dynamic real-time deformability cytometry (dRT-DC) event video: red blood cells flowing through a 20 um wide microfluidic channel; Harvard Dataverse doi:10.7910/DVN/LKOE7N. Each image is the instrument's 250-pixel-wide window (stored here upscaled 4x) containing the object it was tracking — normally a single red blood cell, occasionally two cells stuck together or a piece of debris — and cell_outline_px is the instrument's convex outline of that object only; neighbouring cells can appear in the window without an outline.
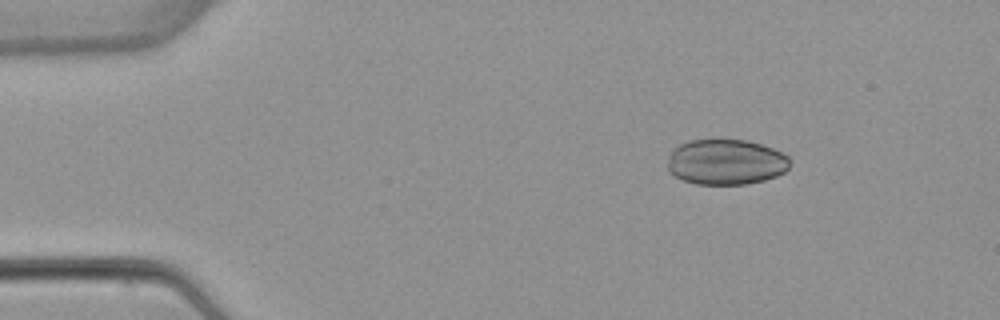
{"species": "common noctule bat (a hibernating species)", "species_latin": "Nyctalus noctula", "temperature_condition": "warm", "stored_images_in_passage": 5, "camera_frame_rate_fps": 3000, "um_per_image_px": 0.085, "animal": {"sex": "female", "body_mass_g": 22.7, "forearm_length_mm": 54.2}, "frame": {"image": 1, "passage_image": 3, "time_ms": 2.333, "image_size_px": [1000, 320], "cell_outline_px": [[792, 160], [788, 168], [784, 172], [776, 176], [764, 180], [748, 184], [696, 184], [684, 180], [668, 172], [668, 156], [672, 148], [688, 140], [748, 140], [772, 148], [788, 156]], "centroid_in_image_um": [61.7, 13.77], "position_along_channel_um": 23.3, "area_um2": 32.6}}